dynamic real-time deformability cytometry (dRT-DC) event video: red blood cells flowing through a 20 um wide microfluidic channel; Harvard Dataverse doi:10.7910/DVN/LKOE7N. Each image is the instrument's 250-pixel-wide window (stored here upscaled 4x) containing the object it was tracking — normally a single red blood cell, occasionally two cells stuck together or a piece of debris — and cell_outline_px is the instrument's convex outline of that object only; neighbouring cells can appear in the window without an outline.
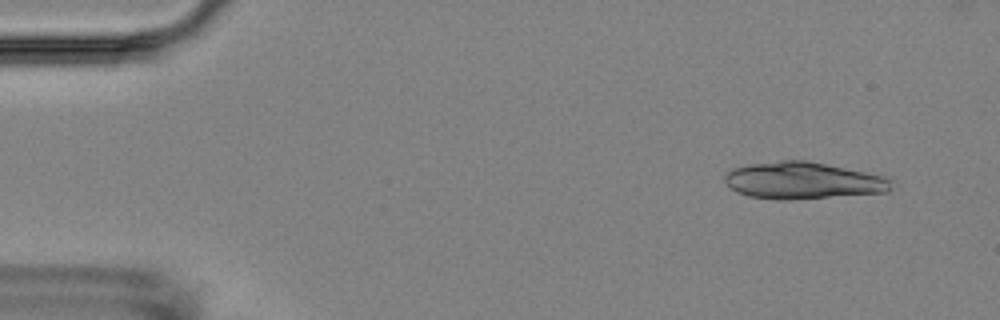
{"species": "Egyptian fruit bat (a non-hibernating species)", "species_latin": "Rousettus aegyptiacus", "temperature_condition": "room temperature", "stored_images_in_passage": 4, "camera_frame_rate_fps": 3000, "um_per_image_px": 0.085, "animal": {"sex": "female"}, "frame": {"image": 1, "passage_image": 1, "time_ms": 0.0, "image_size_px": [1000, 320], "cell_outline_px": [[892, 188], [888, 192], [784, 200], [780, 200], [748, 196], [736, 192], [724, 180], [724, 176], [732, 168], [748, 164], [780, 160], [808, 160], [892, 176]], "centroid_in_image_um": [68.32, 15.33], "position_along_channel_um": 16.7, "area_um2": 36.36}}